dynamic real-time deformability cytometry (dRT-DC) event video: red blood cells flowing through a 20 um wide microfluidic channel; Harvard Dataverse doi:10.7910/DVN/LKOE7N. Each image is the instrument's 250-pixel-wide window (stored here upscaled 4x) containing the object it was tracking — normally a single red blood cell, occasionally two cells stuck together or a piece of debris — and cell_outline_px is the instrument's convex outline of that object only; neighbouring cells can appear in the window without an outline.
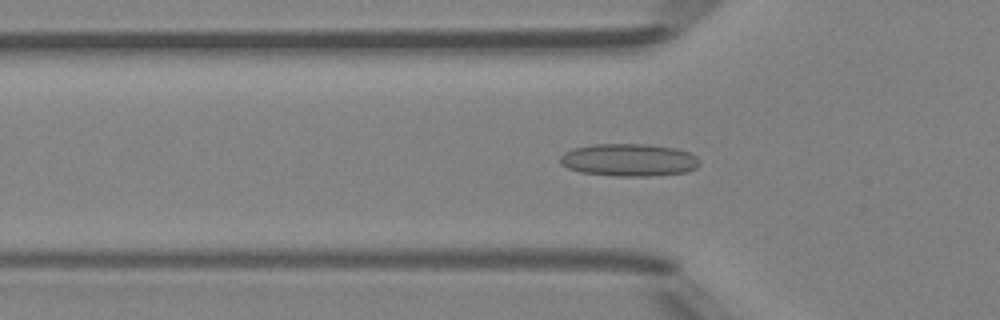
{"species": "Egyptian fruit bat (a non-hibernating species)", "species_latin": "Rousettus aegyptiacus", "temperature_condition": "room temperature", "stored_images_in_passage": 49, "camera_frame_rate_fps": 3000, "um_per_image_px": 0.085, "animal": {"sex": "female"}, "frame": {"image": 1, "passage_image": 16, "time_ms": 5.0, "image_size_px": [1000, 320], "cell_outline_px": [[700, 164], [696, 168], [688, 172], [652, 176], [616, 176], [580, 172], [568, 168], [560, 164], [560, 156], [564, 152], [572, 148], [592, 144], [648, 144], [676, 148], [688, 152], [696, 156], [700, 160]], "centroid_in_image_um": [53.46, 13.6], "position_along_channel_um": 72.3, "area_um2": 26.76}}
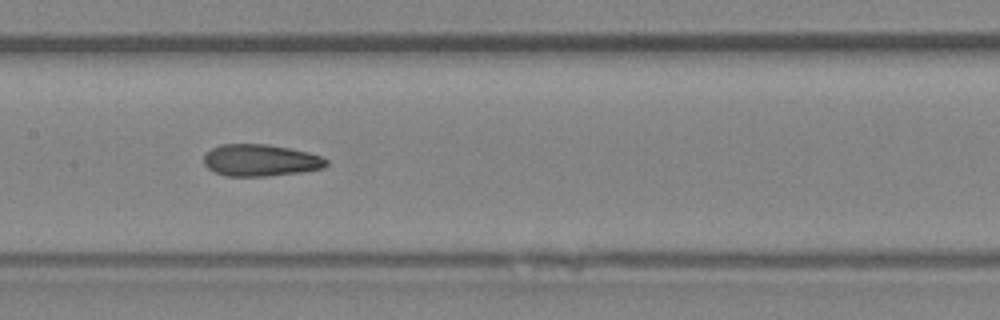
{"frame": {"image": 2, "passage_image": 24, "time_ms": 7.667, "image_size_px": [1000, 320], "cell_outline_px": [[328, 164], [324, 168], [300, 172], [268, 176], [224, 176], [208, 168], [204, 164], [204, 156], [212, 148], [220, 144], [268, 144], [308, 152], [320, 156], [328, 160]], "centroid_in_image_um": [22.14, 13.62], "position_along_channel_um": 185.3, "area_um2": 22.72}}
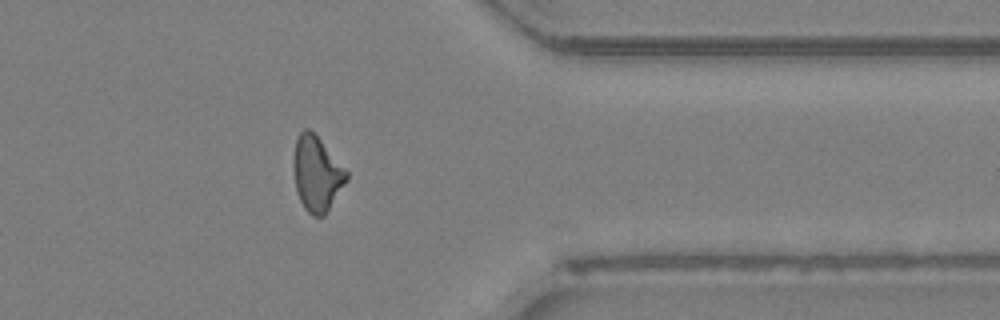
{"frame": {"image": 3, "passage_image": 39, "time_ms": 12.667, "image_size_px": [1000, 320], "cell_outline_px": [[348, 180], [324, 216], [312, 216], [304, 208], [300, 200], [296, 188], [292, 164], [292, 160], [296, 140], [300, 132], [304, 128], [308, 128], [320, 140], [348, 172]], "centroid_in_image_um": [26.91, 14.78], "position_along_channel_um": 384.5, "area_um2": 23.0}, "authors_computed_cell_mechanics": {"area_um2": 22.9466, "velocity_mm_per_s": 4.2392, "shape_relaxation_time_tau1_ms": 9.9908, "shape_relaxation_time_tau2_ms": 2.3292, "deformation_change_tau1": 0.2301, "deformation_change_tau2": 0.1109}}